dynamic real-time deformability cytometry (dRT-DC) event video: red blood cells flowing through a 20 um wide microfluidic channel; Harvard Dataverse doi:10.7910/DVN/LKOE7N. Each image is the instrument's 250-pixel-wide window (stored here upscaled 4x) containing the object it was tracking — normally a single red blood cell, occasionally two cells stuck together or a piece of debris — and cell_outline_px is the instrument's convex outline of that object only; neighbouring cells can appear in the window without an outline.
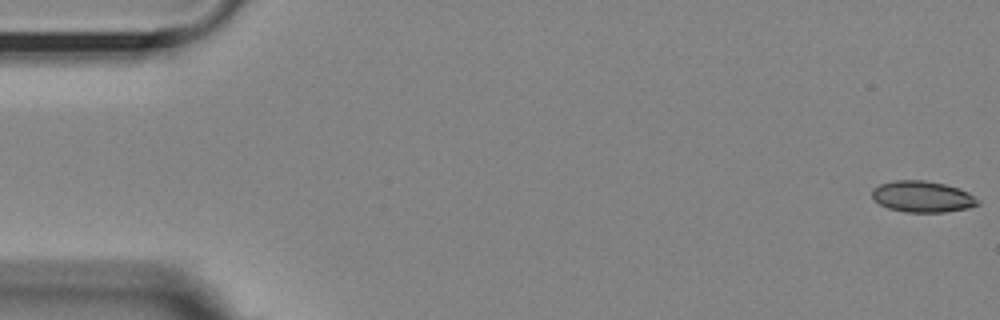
{"species": "Egyptian fruit bat (a non-hibernating species)", "species_latin": "Rousettus aegyptiacus", "temperature_condition": "room temperature", "stored_images_in_passage": 56, "segment_of_instrument_passage": [1, 2], "camera_frame_rate_fps": 3000, "um_per_image_px": 0.085, "animal": {"sex": "female"}, "frame": {"image": 1, "passage_image": 1, "time_ms": 0.0, "image_size_px": [1000, 320], "cell_outline_px": [[980, 204], [968, 208], [944, 212], [904, 212], [888, 208], [880, 204], [872, 196], [872, 188], [880, 184], [892, 180], [924, 180], [944, 184], [960, 188], [968, 192], [980, 200]], "centroid_in_image_um": [78.42, 16.71], "position_along_channel_um": 6.6, "area_um2": 19.36}}
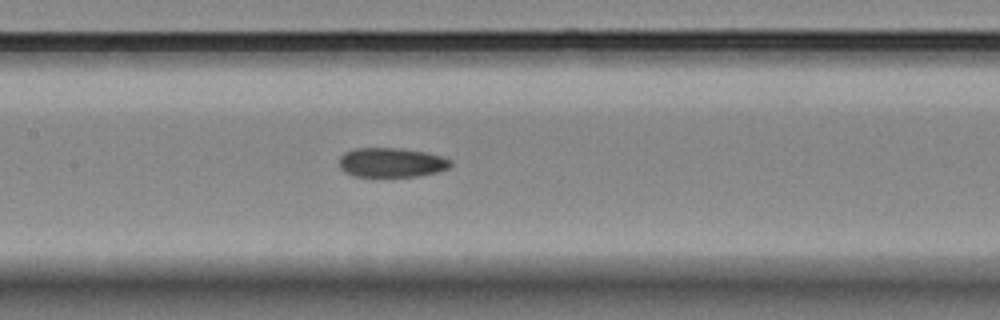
{"frame": {"image": 2, "passage_image": 26, "time_ms": 8.333, "image_size_px": [1000, 320], "cell_outline_px": [[452, 164], [448, 168], [436, 172], [416, 176], [356, 176], [344, 172], [340, 168], [340, 156], [344, 152], [356, 148], [400, 148], [424, 152], [440, 156], [452, 160]], "centroid_in_image_um": [33.26, 13.8], "position_along_channel_um": 174.1, "area_um2": 18.96}}
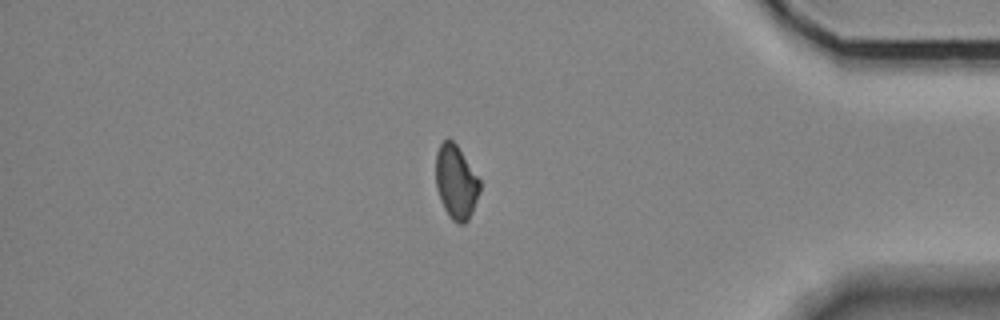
{"frame": {"image": 3, "passage_image": 47, "time_ms": 15.333, "image_size_px": [1000, 320], "cell_outline_px": [[480, 192], [472, 212], [468, 220], [464, 224], [456, 224], [448, 216], [440, 200], [436, 188], [436, 152], [440, 144], [448, 136], [456, 144], [480, 180]], "centroid_in_image_um": [38.75, 15.49], "position_along_channel_um": 396.4, "area_um2": 19.07}}